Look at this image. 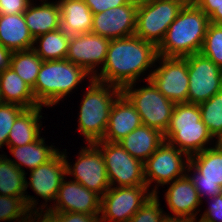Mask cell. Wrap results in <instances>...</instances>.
I'll return each mask as SVG.
<instances>
[{"mask_svg": "<svg viewBox=\"0 0 222 222\" xmlns=\"http://www.w3.org/2000/svg\"><path fill=\"white\" fill-rule=\"evenodd\" d=\"M26 173L17 168L7 155H0V195L21 197L30 211L37 209L33 196L25 195ZM37 203V204H36ZM35 207V208H34Z\"/></svg>", "mask_w": 222, "mask_h": 222, "instance_id": "d4e9b609", "label": "cell"}, {"mask_svg": "<svg viewBox=\"0 0 222 222\" xmlns=\"http://www.w3.org/2000/svg\"><path fill=\"white\" fill-rule=\"evenodd\" d=\"M212 139L213 136L201 120L198 104H175L164 141L191 156L208 148L205 145Z\"/></svg>", "mask_w": 222, "mask_h": 222, "instance_id": "5b68a950", "label": "cell"}, {"mask_svg": "<svg viewBox=\"0 0 222 222\" xmlns=\"http://www.w3.org/2000/svg\"><path fill=\"white\" fill-rule=\"evenodd\" d=\"M103 153L110 187L146 186L144 163L132 157L119 142L94 143Z\"/></svg>", "mask_w": 222, "mask_h": 222, "instance_id": "ba28073f", "label": "cell"}, {"mask_svg": "<svg viewBox=\"0 0 222 222\" xmlns=\"http://www.w3.org/2000/svg\"><path fill=\"white\" fill-rule=\"evenodd\" d=\"M187 3H189V2H193L194 0H185Z\"/></svg>", "mask_w": 222, "mask_h": 222, "instance_id": "f6af8a7d", "label": "cell"}, {"mask_svg": "<svg viewBox=\"0 0 222 222\" xmlns=\"http://www.w3.org/2000/svg\"><path fill=\"white\" fill-rule=\"evenodd\" d=\"M42 212L43 209H41L40 213L38 209L30 211L27 222H60V219L56 213H53L48 209L45 211V213L43 212L42 214ZM33 216H35V218H33Z\"/></svg>", "mask_w": 222, "mask_h": 222, "instance_id": "ab89813d", "label": "cell"}, {"mask_svg": "<svg viewBox=\"0 0 222 222\" xmlns=\"http://www.w3.org/2000/svg\"><path fill=\"white\" fill-rule=\"evenodd\" d=\"M62 155L66 162V175H73L74 181L95 191L101 197L110 188L103 153L94 143H88L87 147L81 148L73 167L69 165L66 154L62 152Z\"/></svg>", "mask_w": 222, "mask_h": 222, "instance_id": "4fadbf2b", "label": "cell"}, {"mask_svg": "<svg viewBox=\"0 0 222 222\" xmlns=\"http://www.w3.org/2000/svg\"><path fill=\"white\" fill-rule=\"evenodd\" d=\"M30 210L21 197L0 195V221L27 222ZM19 222V221H18Z\"/></svg>", "mask_w": 222, "mask_h": 222, "instance_id": "d6a6232c", "label": "cell"}, {"mask_svg": "<svg viewBox=\"0 0 222 222\" xmlns=\"http://www.w3.org/2000/svg\"><path fill=\"white\" fill-rule=\"evenodd\" d=\"M2 103H14L24 108L38 107L32 88L11 68L0 71Z\"/></svg>", "mask_w": 222, "mask_h": 222, "instance_id": "484cf974", "label": "cell"}, {"mask_svg": "<svg viewBox=\"0 0 222 222\" xmlns=\"http://www.w3.org/2000/svg\"><path fill=\"white\" fill-rule=\"evenodd\" d=\"M183 156H186V162ZM189 158L188 154L164 141L144 162L146 186L149 188L152 181L160 185H168L170 182L183 177L187 174Z\"/></svg>", "mask_w": 222, "mask_h": 222, "instance_id": "5bb4252c", "label": "cell"}, {"mask_svg": "<svg viewBox=\"0 0 222 222\" xmlns=\"http://www.w3.org/2000/svg\"><path fill=\"white\" fill-rule=\"evenodd\" d=\"M209 20L211 23L222 24V2H221V13H213Z\"/></svg>", "mask_w": 222, "mask_h": 222, "instance_id": "ee69618b", "label": "cell"}, {"mask_svg": "<svg viewBox=\"0 0 222 222\" xmlns=\"http://www.w3.org/2000/svg\"><path fill=\"white\" fill-rule=\"evenodd\" d=\"M69 40L70 35L59 28L36 37L34 42L39 41L40 45L33 50L43 61L66 59Z\"/></svg>", "mask_w": 222, "mask_h": 222, "instance_id": "f1b7e54d", "label": "cell"}, {"mask_svg": "<svg viewBox=\"0 0 222 222\" xmlns=\"http://www.w3.org/2000/svg\"><path fill=\"white\" fill-rule=\"evenodd\" d=\"M199 105L201 120L217 142L222 139V90Z\"/></svg>", "mask_w": 222, "mask_h": 222, "instance_id": "4dcf8cb0", "label": "cell"}, {"mask_svg": "<svg viewBox=\"0 0 222 222\" xmlns=\"http://www.w3.org/2000/svg\"><path fill=\"white\" fill-rule=\"evenodd\" d=\"M138 2L120 5L114 9L93 14L92 33L109 40L135 35Z\"/></svg>", "mask_w": 222, "mask_h": 222, "instance_id": "9a60e30c", "label": "cell"}, {"mask_svg": "<svg viewBox=\"0 0 222 222\" xmlns=\"http://www.w3.org/2000/svg\"><path fill=\"white\" fill-rule=\"evenodd\" d=\"M209 24V17L194 2L186 3L157 47L158 55L184 58L200 53Z\"/></svg>", "mask_w": 222, "mask_h": 222, "instance_id": "7a4b0ae2", "label": "cell"}, {"mask_svg": "<svg viewBox=\"0 0 222 222\" xmlns=\"http://www.w3.org/2000/svg\"><path fill=\"white\" fill-rule=\"evenodd\" d=\"M109 44V39L92 32L70 36L66 59L84 68L94 77L96 66L105 63Z\"/></svg>", "mask_w": 222, "mask_h": 222, "instance_id": "2e32d148", "label": "cell"}, {"mask_svg": "<svg viewBox=\"0 0 222 222\" xmlns=\"http://www.w3.org/2000/svg\"><path fill=\"white\" fill-rule=\"evenodd\" d=\"M142 125L140 115L130 100L121 93L113 103L103 141L119 142Z\"/></svg>", "mask_w": 222, "mask_h": 222, "instance_id": "d6986e66", "label": "cell"}, {"mask_svg": "<svg viewBox=\"0 0 222 222\" xmlns=\"http://www.w3.org/2000/svg\"><path fill=\"white\" fill-rule=\"evenodd\" d=\"M57 201V202H56ZM54 206L47 207L53 213L78 212L86 215H99L101 196L77 181L63 179Z\"/></svg>", "mask_w": 222, "mask_h": 222, "instance_id": "e0dca14e", "label": "cell"}, {"mask_svg": "<svg viewBox=\"0 0 222 222\" xmlns=\"http://www.w3.org/2000/svg\"><path fill=\"white\" fill-rule=\"evenodd\" d=\"M12 52L0 44V71L10 67Z\"/></svg>", "mask_w": 222, "mask_h": 222, "instance_id": "b9f144b4", "label": "cell"}, {"mask_svg": "<svg viewBox=\"0 0 222 222\" xmlns=\"http://www.w3.org/2000/svg\"><path fill=\"white\" fill-rule=\"evenodd\" d=\"M164 142L159 130L141 125L119 141L120 145L134 158L145 162Z\"/></svg>", "mask_w": 222, "mask_h": 222, "instance_id": "603a6c76", "label": "cell"}, {"mask_svg": "<svg viewBox=\"0 0 222 222\" xmlns=\"http://www.w3.org/2000/svg\"><path fill=\"white\" fill-rule=\"evenodd\" d=\"M60 23L68 35L76 36L92 31L93 13L84 0H59Z\"/></svg>", "mask_w": 222, "mask_h": 222, "instance_id": "7402d4cb", "label": "cell"}, {"mask_svg": "<svg viewBox=\"0 0 222 222\" xmlns=\"http://www.w3.org/2000/svg\"><path fill=\"white\" fill-rule=\"evenodd\" d=\"M212 204L204 212L199 221L201 222H222V193L211 198Z\"/></svg>", "mask_w": 222, "mask_h": 222, "instance_id": "d590c367", "label": "cell"}, {"mask_svg": "<svg viewBox=\"0 0 222 222\" xmlns=\"http://www.w3.org/2000/svg\"><path fill=\"white\" fill-rule=\"evenodd\" d=\"M187 2L185 0H144L138 2L135 35L156 47L170 24Z\"/></svg>", "mask_w": 222, "mask_h": 222, "instance_id": "8992f818", "label": "cell"}, {"mask_svg": "<svg viewBox=\"0 0 222 222\" xmlns=\"http://www.w3.org/2000/svg\"><path fill=\"white\" fill-rule=\"evenodd\" d=\"M186 171H194L191 177L186 174L194 184L199 198H210L222 193V144L216 141L215 147H209L202 152L190 156Z\"/></svg>", "mask_w": 222, "mask_h": 222, "instance_id": "30bf717a", "label": "cell"}, {"mask_svg": "<svg viewBox=\"0 0 222 222\" xmlns=\"http://www.w3.org/2000/svg\"><path fill=\"white\" fill-rule=\"evenodd\" d=\"M60 222H100V215H86L78 212L56 213Z\"/></svg>", "mask_w": 222, "mask_h": 222, "instance_id": "f35d334b", "label": "cell"}, {"mask_svg": "<svg viewBox=\"0 0 222 222\" xmlns=\"http://www.w3.org/2000/svg\"><path fill=\"white\" fill-rule=\"evenodd\" d=\"M42 63L36 52L29 49L12 52L10 67L33 89Z\"/></svg>", "mask_w": 222, "mask_h": 222, "instance_id": "f546056e", "label": "cell"}, {"mask_svg": "<svg viewBox=\"0 0 222 222\" xmlns=\"http://www.w3.org/2000/svg\"><path fill=\"white\" fill-rule=\"evenodd\" d=\"M44 138L40 137L38 140L18 147H8L11 154L18 160L8 158L17 168L24 171L22 165L31 170L36 169L39 165L45 164L51 160L58 152L59 149L53 148L54 146L44 145Z\"/></svg>", "mask_w": 222, "mask_h": 222, "instance_id": "83f0119b", "label": "cell"}, {"mask_svg": "<svg viewBox=\"0 0 222 222\" xmlns=\"http://www.w3.org/2000/svg\"><path fill=\"white\" fill-rule=\"evenodd\" d=\"M41 110L42 106L25 108L18 115L8 136V147L23 146L40 138Z\"/></svg>", "mask_w": 222, "mask_h": 222, "instance_id": "4316f807", "label": "cell"}, {"mask_svg": "<svg viewBox=\"0 0 222 222\" xmlns=\"http://www.w3.org/2000/svg\"><path fill=\"white\" fill-rule=\"evenodd\" d=\"M161 66L153 70L145 79L173 103H186L188 99L189 74L185 58L157 56Z\"/></svg>", "mask_w": 222, "mask_h": 222, "instance_id": "8fae6325", "label": "cell"}, {"mask_svg": "<svg viewBox=\"0 0 222 222\" xmlns=\"http://www.w3.org/2000/svg\"><path fill=\"white\" fill-rule=\"evenodd\" d=\"M165 198L174 216L184 217L190 221L196 220L198 211L195 210L202 202L194 184L187 175L171 182Z\"/></svg>", "mask_w": 222, "mask_h": 222, "instance_id": "ffe728a7", "label": "cell"}, {"mask_svg": "<svg viewBox=\"0 0 222 222\" xmlns=\"http://www.w3.org/2000/svg\"><path fill=\"white\" fill-rule=\"evenodd\" d=\"M23 106L14 103H0V148L7 145L10 130Z\"/></svg>", "mask_w": 222, "mask_h": 222, "instance_id": "836d02e7", "label": "cell"}, {"mask_svg": "<svg viewBox=\"0 0 222 222\" xmlns=\"http://www.w3.org/2000/svg\"><path fill=\"white\" fill-rule=\"evenodd\" d=\"M31 0H0V14L14 15L26 11Z\"/></svg>", "mask_w": 222, "mask_h": 222, "instance_id": "8d00e7d4", "label": "cell"}, {"mask_svg": "<svg viewBox=\"0 0 222 222\" xmlns=\"http://www.w3.org/2000/svg\"><path fill=\"white\" fill-rule=\"evenodd\" d=\"M89 73L67 59L43 61L32 89L39 106H53L72 92Z\"/></svg>", "mask_w": 222, "mask_h": 222, "instance_id": "3957f363", "label": "cell"}, {"mask_svg": "<svg viewBox=\"0 0 222 222\" xmlns=\"http://www.w3.org/2000/svg\"><path fill=\"white\" fill-rule=\"evenodd\" d=\"M93 14L114 9L117 6L132 2L133 0H84Z\"/></svg>", "mask_w": 222, "mask_h": 222, "instance_id": "74e56055", "label": "cell"}, {"mask_svg": "<svg viewBox=\"0 0 222 222\" xmlns=\"http://www.w3.org/2000/svg\"><path fill=\"white\" fill-rule=\"evenodd\" d=\"M208 17L213 13H221L222 0H194L193 1Z\"/></svg>", "mask_w": 222, "mask_h": 222, "instance_id": "60d3db41", "label": "cell"}, {"mask_svg": "<svg viewBox=\"0 0 222 222\" xmlns=\"http://www.w3.org/2000/svg\"><path fill=\"white\" fill-rule=\"evenodd\" d=\"M66 175V162L62 152H58L51 160L30 171V188L44 201L55 200L58 189Z\"/></svg>", "mask_w": 222, "mask_h": 222, "instance_id": "ac0fdd59", "label": "cell"}, {"mask_svg": "<svg viewBox=\"0 0 222 222\" xmlns=\"http://www.w3.org/2000/svg\"><path fill=\"white\" fill-rule=\"evenodd\" d=\"M46 1L39 6H35L31 2L23 13L26 25L34 39L61 28L59 3Z\"/></svg>", "mask_w": 222, "mask_h": 222, "instance_id": "cb8c5ba5", "label": "cell"}, {"mask_svg": "<svg viewBox=\"0 0 222 222\" xmlns=\"http://www.w3.org/2000/svg\"><path fill=\"white\" fill-rule=\"evenodd\" d=\"M165 213L163 217L161 218L160 222H190V220L184 218V217H177V216H169Z\"/></svg>", "mask_w": 222, "mask_h": 222, "instance_id": "7bdbcfd3", "label": "cell"}, {"mask_svg": "<svg viewBox=\"0 0 222 222\" xmlns=\"http://www.w3.org/2000/svg\"><path fill=\"white\" fill-rule=\"evenodd\" d=\"M222 69V24H209L200 52Z\"/></svg>", "mask_w": 222, "mask_h": 222, "instance_id": "1f68e13d", "label": "cell"}, {"mask_svg": "<svg viewBox=\"0 0 222 222\" xmlns=\"http://www.w3.org/2000/svg\"><path fill=\"white\" fill-rule=\"evenodd\" d=\"M0 44L11 52L33 49L34 38L26 25L23 13L0 14Z\"/></svg>", "mask_w": 222, "mask_h": 222, "instance_id": "44dd1931", "label": "cell"}, {"mask_svg": "<svg viewBox=\"0 0 222 222\" xmlns=\"http://www.w3.org/2000/svg\"><path fill=\"white\" fill-rule=\"evenodd\" d=\"M121 93L122 89L90 77L89 88L81 102L78 125L88 143L103 139L111 107Z\"/></svg>", "mask_w": 222, "mask_h": 222, "instance_id": "277c9868", "label": "cell"}, {"mask_svg": "<svg viewBox=\"0 0 222 222\" xmlns=\"http://www.w3.org/2000/svg\"><path fill=\"white\" fill-rule=\"evenodd\" d=\"M147 82L148 86L139 89L133 88L135 83L127 85L122 89V93L136 108L142 125L165 134L169 128L175 103L167 99L150 80Z\"/></svg>", "mask_w": 222, "mask_h": 222, "instance_id": "52a82bcc", "label": "cell"}, {"mask_svg": "<svg viewBox=\"0 0 222 222\" xmlns=\"http://www.w3.org/2000/svg\"><path fill=\"white\" fill-rule=\"evenodd\" d=\"M187 60L189 87L187 103L200 104L222 90V69L201 53Z\"/></svg>", "mask_w": 222, "mask_h": 222, "instance_id": "7c38bea8", "label": "cell"}, {"mask_svg": "<svg viewBox=\"0 0 222 222\" xmlns=\"http://www.w3.org/2000/svg\"><path fill=\"white\" fill-rule=\"evenodd\" d=\"M148 192L147 186L110 187L101 197L100 222H128L132 216L157 192Z\"/></svg>", "mask_w": 222, "mask_h": 222, "instance_id": "9c48e42d", "label": "cell"}, {"mask_svg": "<svg viewBox=\"0 0 222 222\" xmlns=\"http://www.w3.org/2000/svg\"><path fill=\"white\" fill-rule=\"evenodd\" d=\"M157 47L136 35L110 40L105 63L93 79L123 89L157 61Z\"/></svg>", "mask_w": 222, "mask_h": 222, "instance_id": "6da1fadb", "label": "cell"}, {"mask_svg": "<svg viewBox=\"0 0 222 222\" xmlns=\"http://www.w3.org/2000/svg\"><path fill=\"white\" fill-rule=\"evenodd\" d=\"M157 193H154L128 222H160L164 214Z\"/></svg>", "mask_w": 222, "mask_h": 222, "instance_id": "e575fe53", "label": "cell"}]
</instances>
